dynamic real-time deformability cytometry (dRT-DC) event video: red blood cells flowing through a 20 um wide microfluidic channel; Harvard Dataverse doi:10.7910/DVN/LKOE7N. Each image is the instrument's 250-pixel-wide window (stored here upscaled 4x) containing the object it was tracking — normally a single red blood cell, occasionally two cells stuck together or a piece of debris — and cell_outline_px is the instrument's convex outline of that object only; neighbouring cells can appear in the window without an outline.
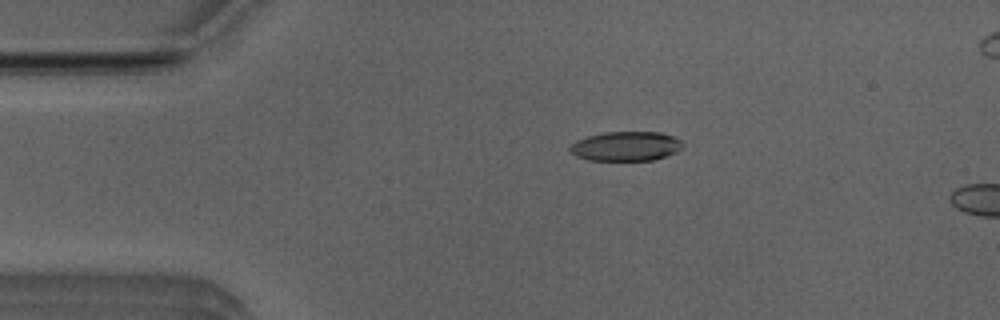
{"species": "Egyptian fruit bat (a non-hibernating species)", "species_latin": "Rousettus aegyptiacus", "temperature_condition": "room temperature", "stored_images_in_passage": 13, "camera_frame_rate_fps": 3000, "um_per_image_px": 0.085, "animal": {"sex": "male"}, "frame": {"image": 1, "passage_image": 10, "time_ms": 3.0, "image_size_px": [1000, 320], "cell_outline_px": [[684, 144], [676, 152], [652, 160], [588, 160], [576, 156], [568, 152], [568, 148], [576, 140], [588, 136], [604, 132], [660, 132], [672, 136], [680, 140]], "centroid_in_image_um": [53.16, 12.42], "position_along_channel_um": 31.8, "area_um2": 19.31}}